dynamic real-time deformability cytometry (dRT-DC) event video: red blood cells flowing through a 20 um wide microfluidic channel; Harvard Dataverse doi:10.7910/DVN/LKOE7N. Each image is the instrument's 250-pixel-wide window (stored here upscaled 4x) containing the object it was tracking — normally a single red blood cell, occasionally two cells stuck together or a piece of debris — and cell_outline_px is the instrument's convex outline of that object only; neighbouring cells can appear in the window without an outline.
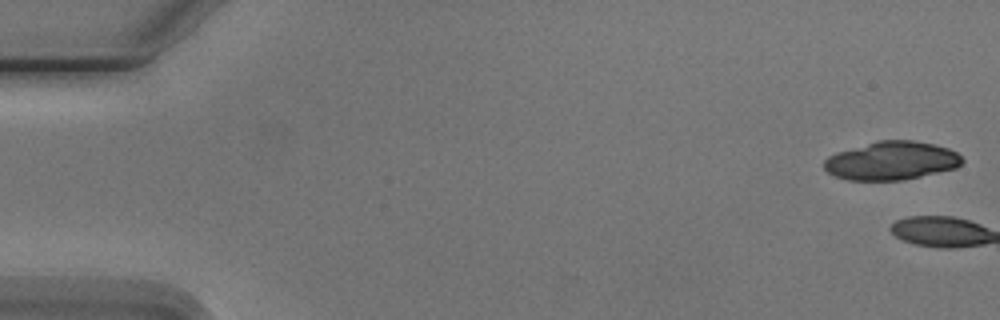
{"species": "Egyptian fruit bat (a non-hibernating species)", "species_latin": "Rousettus aegyptiacus", "temperature_condition": "cold", "stored_images_in_passage": 5, "camera_frame_rate_fps": 3000, "um_per_image_px": 0.085, "animal": {"sex": "male"}, "frame": {"image": 1, "passage_image": 1, "time_ms": 0.0, "image_size_px": [1000, 320], "cell_outline_px": [[964, 160], [956, 168], [904, 180], [848, 180], [836, 176], [828, 172], [824, 168], [824, 160], [828, 156], [836, 152], [880, 140], [912, 140], [932, 144], [948, 148], [956, 152]], "centroid_in_image_um": [75.77, 13.66], "position_along_channel_um": 9.2, "area_um2": 30.75}}